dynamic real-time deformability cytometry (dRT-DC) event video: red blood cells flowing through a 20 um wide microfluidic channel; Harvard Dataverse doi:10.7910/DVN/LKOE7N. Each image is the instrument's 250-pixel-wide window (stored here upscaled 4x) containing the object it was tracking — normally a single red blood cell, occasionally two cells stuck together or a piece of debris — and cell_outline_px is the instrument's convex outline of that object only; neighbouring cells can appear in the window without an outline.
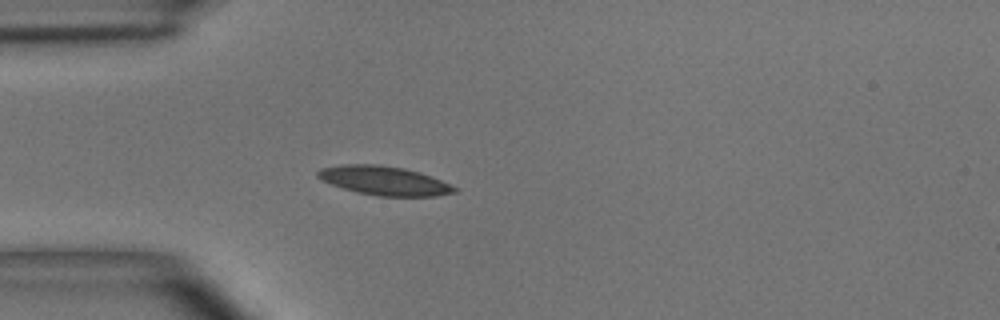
{"species": "common noctule bat (a hibernating species)", "species_latin": "Nyctalus noctula", "temperature_condition": "room temperature", "stored_images_in_passage": 3, "camera_frame_rate_fps": 3000, "um_per_image_px": 0.085, "animal": {"sex": "male", "body_mass_g": 15.6}, "frame": {"image": 1, "passage_image": 3, "time_ms": 3.333, "image_size_px": [1000, 320], "cell_outline_px": [[456, 192], [436, 196], [380, 196], [356, 192], [320, 180], [316, 176], [316, 172], [320, 168], [340, 164], [376, 164], [404, 168], [420, 172], [432, 176], [456, 188]], "centroid_in_image_um": [32.61, 15.34], "position_along_channel_um": 52.4, "area_um2": 23.06}}